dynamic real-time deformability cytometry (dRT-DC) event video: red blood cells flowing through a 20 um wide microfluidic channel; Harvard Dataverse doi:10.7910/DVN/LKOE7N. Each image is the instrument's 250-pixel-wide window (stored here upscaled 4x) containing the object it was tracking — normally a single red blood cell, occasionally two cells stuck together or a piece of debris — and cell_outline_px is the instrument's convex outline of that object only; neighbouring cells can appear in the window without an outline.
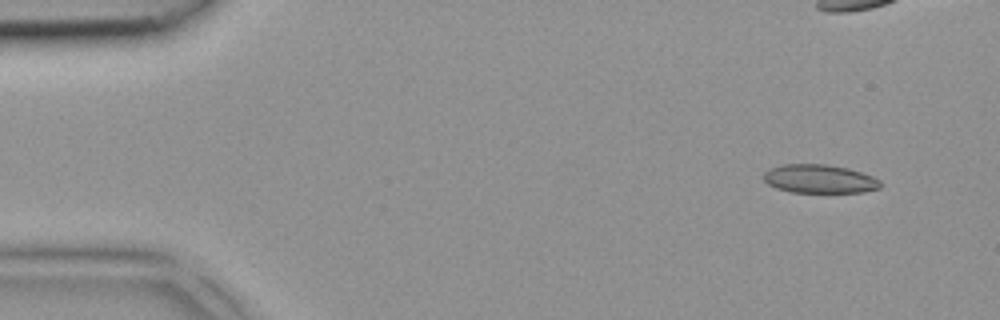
{"species": "common noctule bat (a hibernating species)", "species_latin": "Nyctalus noctula", "temperature_condition": "room temperature", "stored_images_in_passage": 6, "camera_frame_rate_fps": 3000, "um_per_image_px": 0.085, "animal": {"sex": "female", "body_mass_g": 18.4}, "frame": {"image": 1, "passage_image": 2, "time_ms": 0.333, "image_size_px": [1000, 320], "cell_outline_px": [[880, 188], [864, 192], [792, 192], [776, 188], [768, 184], [764, 180], [764, 172], [768, 168], [784, 164], [824, 164], [848, 168], [872, 176], [880, 180]], "centroid_in_image_um": [69.64, 15.2], "position_along_channel_um": 15.4, "area_um2": 19.42}}
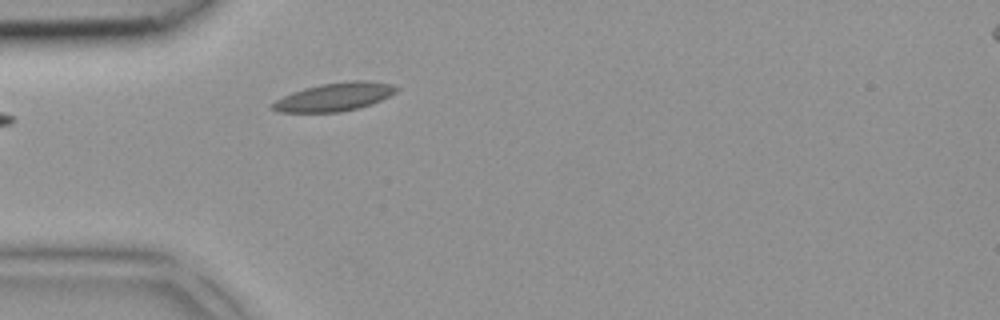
{"frame": {"image": 2, "passage_image": 6, "time_ms": 1.667, "image_size_px": [1000, 320], "cell_outline_px": [[400, 88], [396, 92], [372, 104], [340, 112], [280, 112], [272, 108], [272, 104], [276, 100], [292, 92], [304, 88], [320, 84], [352, 80], [368, 80], [396, 84]], "centroid_in_image_um": [28.49, 8.21], "position_along_channel_um": 56.5, "area_um2": 20.4}}